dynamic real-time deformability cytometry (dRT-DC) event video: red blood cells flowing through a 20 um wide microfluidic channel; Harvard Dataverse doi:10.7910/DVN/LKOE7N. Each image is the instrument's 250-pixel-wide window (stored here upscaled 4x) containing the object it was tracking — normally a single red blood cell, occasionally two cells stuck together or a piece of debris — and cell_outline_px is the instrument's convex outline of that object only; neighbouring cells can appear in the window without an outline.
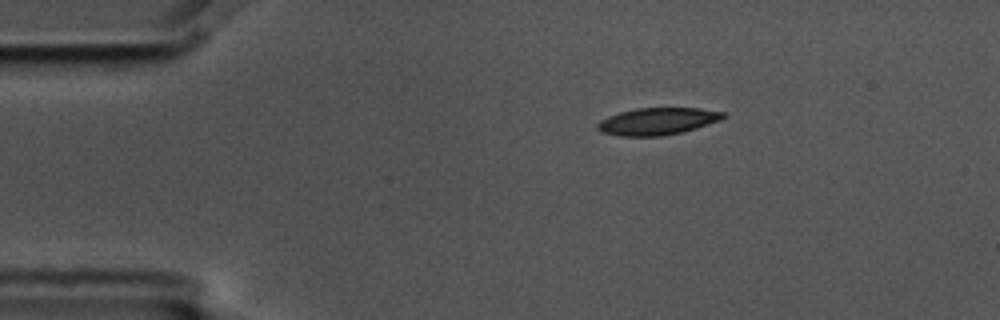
{"species": "common noctule bat (a hibernating species)", "species_latin": "Nyctalus noctula", "temperature_condition": "cold", "stored_images_in_passage": 4, "camera_frame_rate_fps": 3000, "um_per_image_px": 0.085, "animal": {"sex": "male", "body_mass_g": 17.5, "forearm_length_mm": 52.3}, "frame": {"image": 1, "passage_image": 1, "time_ms": 0.0, "image_size_px": [1000, 320], "cell_outline_px": [[728, 116], [720, 120], [696, 128], [680, 132], [660, 136], [620, 136], [600, 132], [596, 128], [596, 124], [600, 120], [608, 116], [620, 112], [636, 108], [700, 108], [724, 112]], "centroid_in_image_um": [55.87, 10.3], "position_along_channel_um": 29.1, "area_um2": 19.88}}
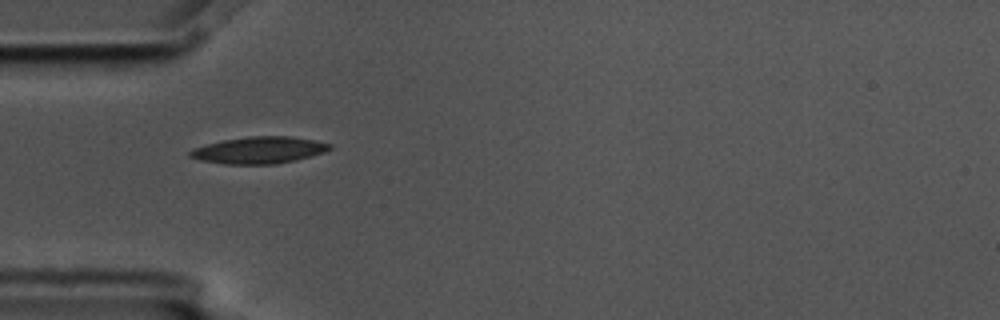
{"frame": {"image": 2, "passage_image": 3, "time_ms": 0.667, "image_size_px": [1000, 320], "cell_outline_px": [[332, 148], [324, 152], [296, 160], [276, 164], [224, 164], [200, 160], [188, 156], [188, 152], [192, 148], [224, 140], [248, 136], [292, 136], [316, 140], [332, 144]], "centroid_in_image_um": [22.03, 12.76], "position_along_channel_um": 63.0, "area_um2": 21.91}}